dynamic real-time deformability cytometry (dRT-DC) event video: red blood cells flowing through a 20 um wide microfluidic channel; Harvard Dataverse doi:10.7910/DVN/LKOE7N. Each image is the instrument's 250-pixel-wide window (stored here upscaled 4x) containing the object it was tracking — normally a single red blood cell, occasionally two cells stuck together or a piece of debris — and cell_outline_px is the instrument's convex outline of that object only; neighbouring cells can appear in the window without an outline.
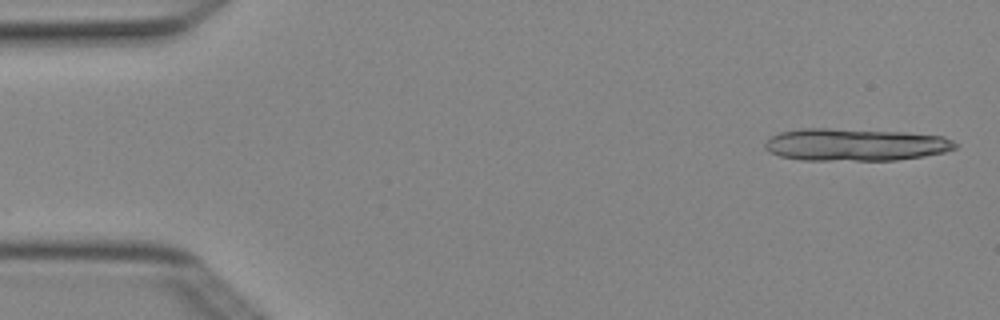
{"species": "Egyptian fruit bat (a non-hibernating species)", "species_latin": "Rousettus aegyptiacus", "temperature_condition": "cold", "stored_images_in_passage": 5, "camera_frame_rate_fps": 3000, "um_per_image_px": 0.085, "animal": {"sex": "female"}, "frame": {"image": 1, "passage_image": 1, "time_ms": 0.0, "image_size_px": [1000, 320], "cell_outline_px": [[956, 148], [944, 152], [924, 156], [896, 160], [800, 160], [780, 156], [768, 152], [764, 148], [764, 144], [772, 136], [780, 132], [800, 128], [828, 128], [904, 132], [944, 136], [952, 140], [956, 144]], "centroid_in_image_um": [72.67, 12.29], "position_along_channel_um": 12.3, "area_um2": 36.01}}